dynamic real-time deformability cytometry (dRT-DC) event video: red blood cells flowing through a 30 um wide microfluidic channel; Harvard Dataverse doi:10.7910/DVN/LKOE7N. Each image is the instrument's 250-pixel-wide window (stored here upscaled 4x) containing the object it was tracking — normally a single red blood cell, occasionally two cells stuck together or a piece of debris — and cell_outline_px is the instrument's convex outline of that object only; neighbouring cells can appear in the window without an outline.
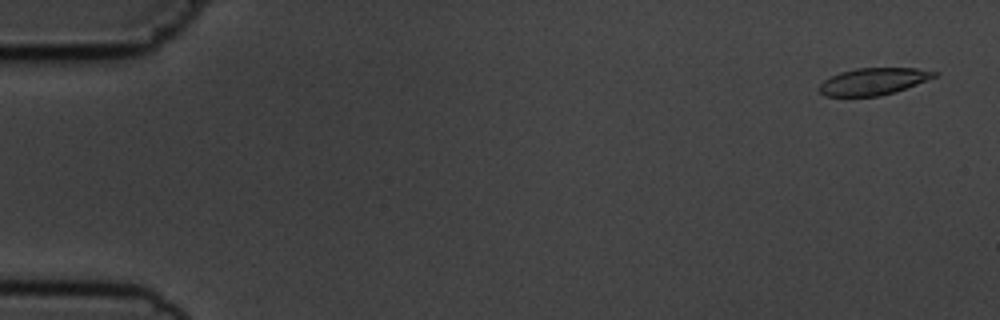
{"species": "common noctule bat (a hibernating species)", "species_latin": "Nyctalus noctula", "temperature_condition": "cold", "stored_images_in_passage": 5, "camera_frame_rate_fps": 3000, "um_per_image_px": 0.085, "animal": {"sex": "male", "body_mass_g": 19.5, "forearm_length_mm": 54.6}, "frame": {"image": 1, "passage_image": 1, "time_ms": 0.0, "image_size_px": [1000, 320], "cell_outline_px": [[940, 72], [936, 76], [916, 84], [892, 92], [876, 96], [824, 96], [816, 88], [824, 80], [840, 72], [856, 68], [916, 68]], "centroid_in_image_um": [74.19, 6.91], "position_along_channel_um": 10.8, "area_um2": 17.86}}
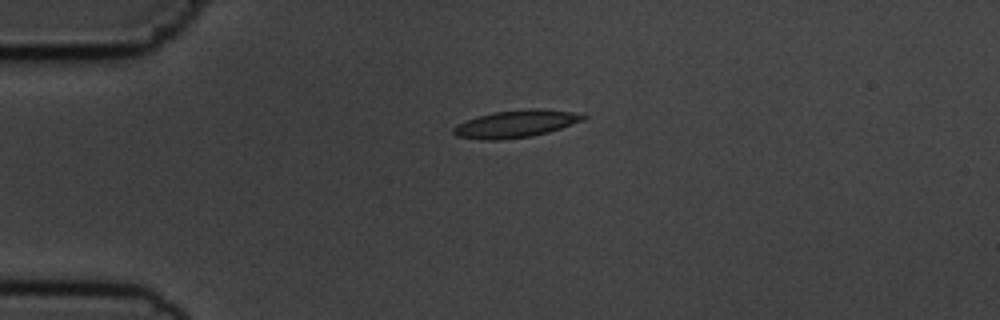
{"frame": {"image": 2, "passage_image": 4, "time_ms": 3.667, "image_size_px": [1000, 320], "cell_outline_px": [[588, 116], [580, 120], [560, 128], [548, 132], [532, 136], [500, 140], [480, 140], [456, 136], [452, 132], [452, 128], [456, 124], [476, 116], [496, 112], [528, 108], [540, 108], [572, 112]], "centroid_in_image_um": [43.75, 10.53], "position_along_channel_um": 41.2, "area_um2": 20.58}}